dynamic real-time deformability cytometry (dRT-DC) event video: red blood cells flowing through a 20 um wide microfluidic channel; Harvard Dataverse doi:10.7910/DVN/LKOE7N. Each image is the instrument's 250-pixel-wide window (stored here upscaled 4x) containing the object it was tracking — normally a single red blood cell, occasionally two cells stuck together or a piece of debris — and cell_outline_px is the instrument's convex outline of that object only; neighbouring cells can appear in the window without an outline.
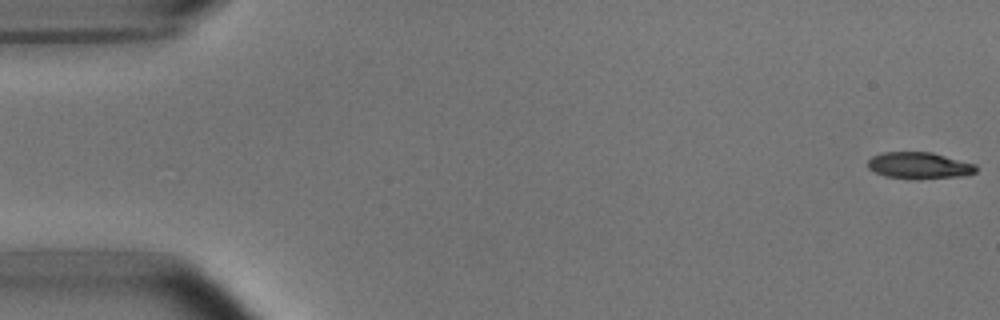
{"species": "common noctule bat (a hibernating species)", "species_latin": "Nyctalus noctula", "temperature_condition": "room temperature", "stored_images_in_passage": 53, "camera_frame_rate_fps": 3000, "um_per_image_px": 0.085, "animal": {"sex": "male", "body_mass_g": 15.6}, "frame": {"image": 1, "passage_image": 1, "time_ms": 0.0, "image_size_px": [1000, 320], "cell_outline_px": [[976, 172], [968, 176], [916, 180], [884, 176], [868, 168], [868, 160], [872, 156], [884, 152], [932, 152], [976, 164]], "centroid_in_image_um": [78.17, 14.09], "position_along_channel_um": 6.8, "area_um2": 17.11}}
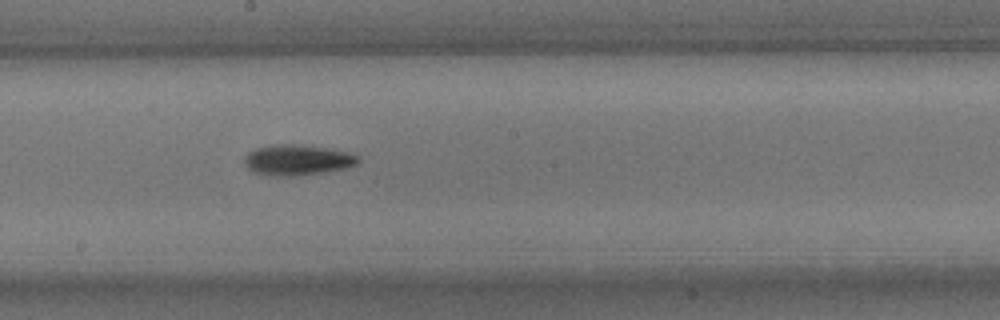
{"frame": {"image": 2, "passage_image": 29, "time_ms": 9.333, "image_size_px": [1000, 320], "cell_outline_px": [[360, 160], [356, 164], [348, 168], [296, 176], [272, 176], [252, 172], [244, 164], [244, 156], [248, 152], [256, 148], [280, 144], [288, 144], [328, 148], [348, 152], [360, 156]], "centroid_in_image_um": [25.27, 13.61], "position_along_channel_um": 222.9, "area_um2": 20.29}}
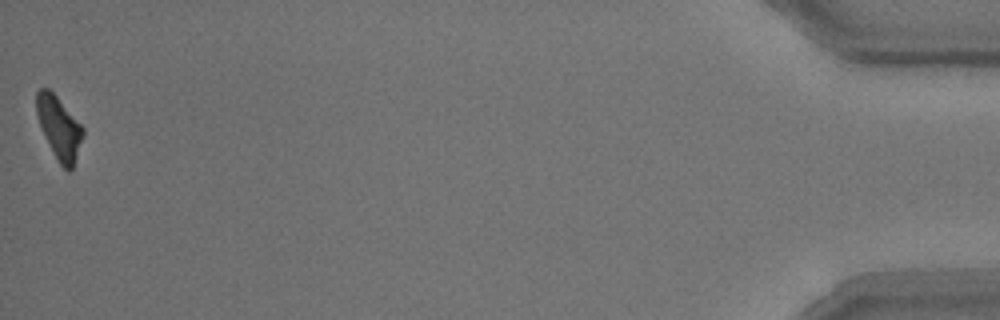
{"frame": {"image": 3, "passage_image": 53, "time_ms": 17.333, "image_size_px": [1000, 320], "cell_outline_px": [[84, 136], [72, 168], [68, 172], [60, 164], [40, 124], [36, 112], [36, 92], [40, 88], [48, 88], [56, 96], [84, 128]], "centroid_in_image_um": [5.04, 10.83], "position_along_channel_um": 430.2, "area_um2": 16.36}, "authors_computed_cell_mechanics": {"area_um2": 18.0914, "velocity_mm_per_s": 3.7751, "shape_relaxation_time_tau1_ms": 3.1059, "shape_relaxation_time_tau2_ms": null, "deformation_change_tau1": 0.1462, "deformation_change_tau2": null}}